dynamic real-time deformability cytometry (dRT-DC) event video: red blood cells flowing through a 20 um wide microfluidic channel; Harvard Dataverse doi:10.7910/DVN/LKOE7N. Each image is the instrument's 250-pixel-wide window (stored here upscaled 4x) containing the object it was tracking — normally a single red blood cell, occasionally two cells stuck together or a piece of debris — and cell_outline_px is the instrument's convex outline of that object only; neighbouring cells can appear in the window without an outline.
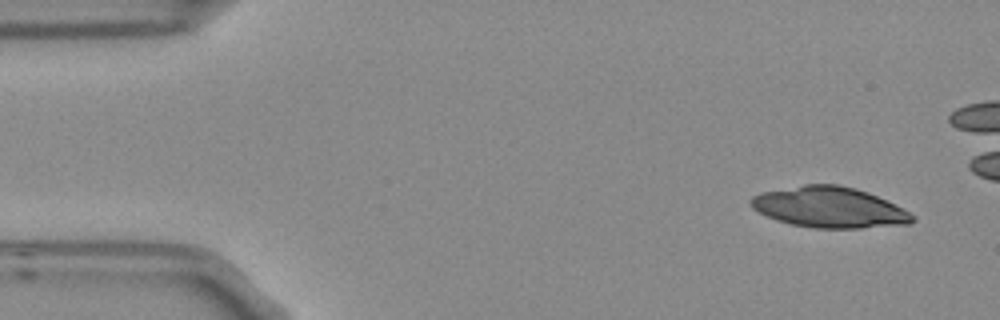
{"species": "Egyptian fruit bat (a non-hibernating species)", "species_latin": "Rousettus aegyptiacus", "temperature_condition": "room temperature", "stored_images_in_passage": 5, "camera_frame_rate_fps": 3000, "um_per_image_px": 0.085, "frame": {"image": 1, "passage_image": 1, "time_ms": 0.0, "image_size_px": [1000, 320], "cell_outline_px": [[916, 220], [908, 224], [860, 228], [812, 228], [792, 224], [776, 220], [752, 208], [748, 204], [748, 200], [752, 196], [760, 192], [804, 184], [840, 184], [856, 188], [868, 192], [916, 216]], "centroid_in_image_um": [70.45, 17.62], "position_along_channel_um": 14.6, "area_um2": 38.38}}